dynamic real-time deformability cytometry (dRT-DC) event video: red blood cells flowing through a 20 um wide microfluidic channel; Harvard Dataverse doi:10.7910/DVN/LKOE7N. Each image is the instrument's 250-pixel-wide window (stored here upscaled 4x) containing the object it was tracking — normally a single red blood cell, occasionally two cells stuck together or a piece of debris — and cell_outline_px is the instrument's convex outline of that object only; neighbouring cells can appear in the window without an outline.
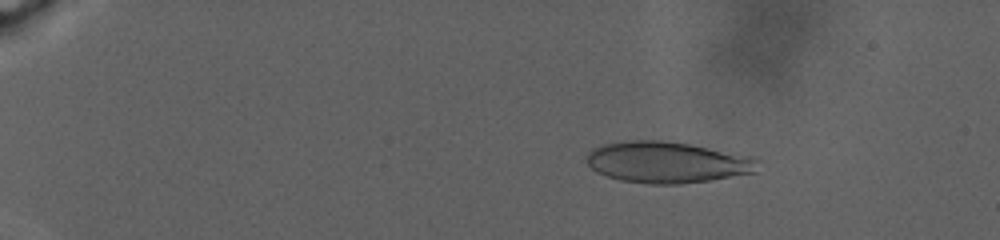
{"species": "human", "species_latin": "Homo sapiens", "temperature_condition": "warm", "stored_images_in_passage": 55, "camera_frame_rate_fps": 3000, "um_per_image_px": 0.085, "donor": {"sex": "male"}, "frame": {"image": 1, "passage_image": 22, "time_ms": 5.333, "image_size_px": [1000, 240], "cell_outline_px": [[760, 160], [756, 172], [708, 180], [680, 184], [648, 184], [620, 180], [596, 172], [588, 164], [588, 152], [592, 148], [604, 144], [628, 140], [660, 140], [688, 144], [756, 156]], "centroid_in_image_um": [56.74, 13.79], "position_along_channel_um": 28.3, "area_um2": 41.27}}